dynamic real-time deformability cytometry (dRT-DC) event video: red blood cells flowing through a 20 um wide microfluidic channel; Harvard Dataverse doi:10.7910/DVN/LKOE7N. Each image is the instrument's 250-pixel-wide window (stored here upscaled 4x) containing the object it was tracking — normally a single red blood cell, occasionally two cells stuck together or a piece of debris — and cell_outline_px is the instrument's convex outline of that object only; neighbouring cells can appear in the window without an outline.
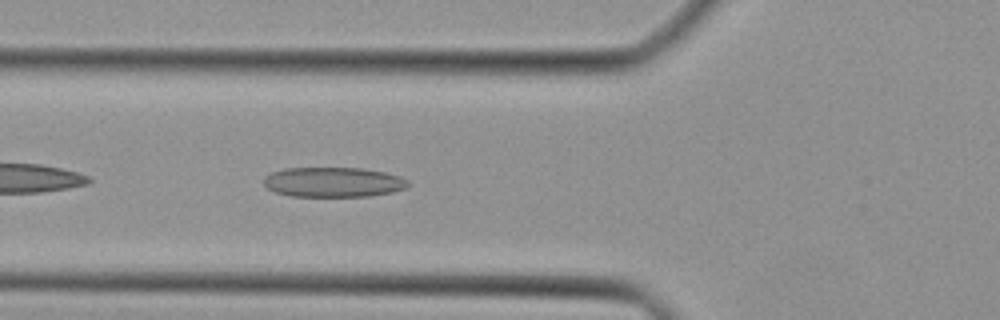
{"species": "Egyptian fruit bat (a non-hibernating species)", "species_latin": "Rousettus aegyptiacus", "temperature_condition": "cold", "stored_images_in_passage": 32, "camera_frame_rate_fps": 3000, "um_per_image_px": 0.085, "animal": {"sex": "female"}, "frame": {"image": 1, "passage_image": 4, "time_ms": 1.0, "image_size_px": [1000, 320], "cell_outline_px": [[412, 184], [408, 188], [392, 192], [368, 196], [292, 196], [276, 192], [268, 188], [264, 184], [264, 176], [272, 172], [284, 168], [364, 168], [384, 172], [400, 176], [408, 180]], "centroid_in_image_um": [28.38, 15.47], "position_along_channel_um": 97.4, "area_um2": 25.26}}
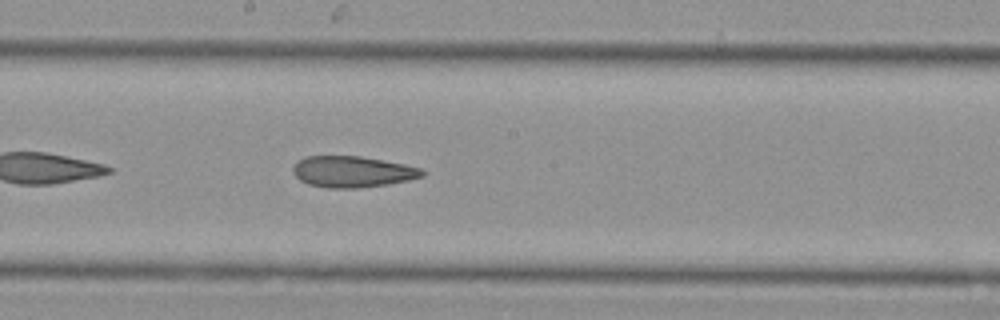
{"frame": {"image": 2, "passage_image": 12, "time_ms": 3.667, "image_size_px": [1000, 320], "cell_outline_px": [[424, 176], [408, 180], [388, 184], [356, 188], [328, 188], [308, 184], [300, 180], [292, 172], [292, 168], [304, 156], [360, 156], [404, 164], [420, 168], [424, 172]], "centroid_in_image_um": [29.94, 14.6], "position_along_channel_um": 218.3, "area_um2": 23.35}}
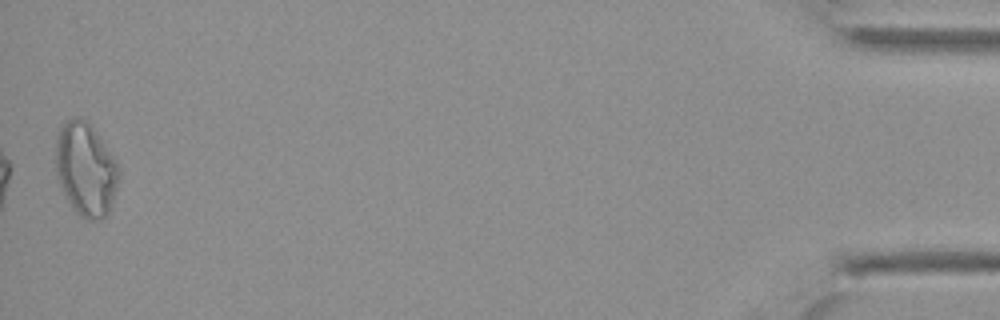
{"frame": {"image": 3, "passage_image": 32, "time_ms": 10.333, "image_size_px": [1000, 320], "cell_outline_px": [[120, 176], [108, 212], [104, 220], [88, 220], [80, 216], [76, 212], [64, 196], [56, 176], [56, 136], [60, 128], [68, 120], [76, 116], [80, 116], [92, 128], [116, 160], [120, 168]], "centroid_in_image_um": [7.28, 14.42], "position_along_channel_um": 427.9, "area_um2": 34.28}}